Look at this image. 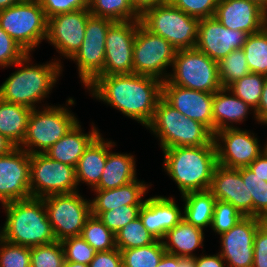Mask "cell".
<instances>
[{
	"label": "cell",
	"mask_w": 267,
	"mask_h": 267,
	"mask_svg": "<svg viewBox=\"0 0 267 267\" xmlns=\"http://www.w3.org/2000/svg\"><path fill=\"white\" fill-rule=\"evenodd\" d=\"M116 247L121 251L143 247L154 243L157 239L145 229L140 217L130 221L116 234Z\"/></svg>",
	"instance_id": "cell-38"
},
{
	"label": "cell",
	"mask_w": 267,
	"mask_h": 267,
	"mask_svg": "<svg viewBox=\"0 0 267 267\" xmlns=\"http://www.w3.org/2000/svg\"><path fill=\"white\" fill-rule=\"evenodd\" d=\"M64 267H89L87 264H82V263H76V262H65Z\"/></svg>",
	"instance_id": "cell-59"
},
{
	"label": "cell",
	"mask_w": 267,
	"mask_h": 267,
	"mask_svg": "<svg viewBox=\"0 0 267 267\" xmlns=\"http://www.w3.org/2000/svg\"><path fill=\"white\" fill-rule=\"evenodd\" d=\"M166 253L163 241L137 248L121 250L123 267H157Z\"/></svg>",
	"instance_id": "cell-34"
},
{
	"label": "cell",
	"mask_w": 267,
	"mask_h": 267,
	"mask_svg": "<svg viewBox=\"0 0 267 267\" xmlns=\"http://www.w3.org/2000/svg\"><path fill=\"white\" fill-rule=\"evenodd\" d=\"M264 221L259 217L244 216L229 231L220 234L222 250L218 253L226 262V267H253L254 238Z\"/></svg>",
	"instance_id": "cell-16"
},
{
	"label": "cell",
	"mask_w": 267,
	"mask_h": 267,
	"mask_svg": "<svg viewBox=\"0 0 267 267\" xmlns=\"http://www.w3.org/2000/svg\"><path fill=\"white\" fill-rule=\"evenodd\" d=\"M16 146L0 133V156L9 154Z\"/></svg>",
	"instance_id": "cell-54"
},
{
	"label": "cell",
	"mask_w": 267,
	"mask_h": 267,
	"mask_svg": "<svg viewBox=\"0 0 267 267\" xmlns=\"http://www.w3.org/2000/svg\"><path fill=\"white\" fill-rule=\"evenodd\" d=\"M75 167L50 159L44 153L30 154V193L44 198L78 191Z\"/></svg>",
	"instance_id": "cell-12"
},
{
	"label": "cell",
	"mask_w": 267,
	"mask_h": 267,
	"mask_svg": "<svg viewBox=\"0 0 267 267\" xmlns=\"http://www.w3.org/2000/svg\"><path fill=\"white\" fill-rule=\"evenodd\" d=\"M195 264L196 267H225L226 262L224 261V259L222 258V256L217 253V254H213V255H201L195 256Z\"/></svg>",
	"instance_id": "cell-50"
},
{
	"label": "cell",
	"mask_w": 267,
	"mask_h": 267,
	"mask_svg": "<svg viewBox=\"0 0 267 267\" xmlns=\"http://www.w3.org/2000/svg\"><path fill=\"white\" fill-rule=\"evenodd\" d=\"M183 218L191 225L204 229L211 226L216 198L210 190L189 192L181 196Z\"/></svg>",
	"instance_id": "cell-31"
},
{
	"label": "cell",
	"mask_w": 267,
	"mask_h": 267,
	"mask_svg": "<svg viewBox=\"0 0 267 267\" xmlns=\"http://www.w3.org/2000/svg\"><path fill=\"white\" fill-rule=\"evenodd\" d=\"M254 134L237 126L214 133L218 164L233 169L248 167L264 151Z\"/></svg>",
	"instance_id": "cell-14"
},
{
	"label": "cell",
	"mask_w": 267,
	"mask_h": 267,
	"mask_svg": "<svg viewBox=\"0 0 267 267\" xmlns=\"http://www.w3.org/2000/svg\"><path fill=\"white\" fill-rule=\"evenodd\" d=\"M266 76L250 72L230 84L227 89L253 109L258 107Z\"/></svg>",
	"instance_id": "cell-37"
},
{
	"label": "cell",
	"mask_w": 267,
	"mask_h": 267,
	"mask_svg": "<svg viewBox=\"0 0 267 267\" xmlns=\"http://www.w3.org/2000/svg\"><path fill=\"white\" fill-rule=\"evenodd\" d=\"M48 19L39 1L22 0L0 11V27L27 53L46 40Z\"/></svg>",
	"instance_id": "cell-8"
},
{
	"label": "cell",
	"mask_w": 267,
	"mask_h": 267,
	"mask_svg": "<svg viewBox=\"0 0 267 267\" xmlns=\"http://www.w3.org/2000/svg\"><path fill=\"white\" fill-rule=\"evenodd\" d=\"M214 93L196 91L171 84H162V98L187 118L205 125L213 133Z\"/></svg>",
	"instance_id": "cell-20"
},
{
	"label": "cell",
	"mask_w": 267,
	"mask_h": 267,
	"mask_svg": "<svg viewBox=\"0 0 267 267\" xmlns=\"http://www.w3.org/2000/svg\"><path fill=\"white\" fill-rule=\"evenodd\" d=\"M114 21L90 16L80 49L70 59L76 62L80 81L87 87L102 71L105 63V39Z\"/></svg>",
	"instance_id": "cell-13"
},
{
	"label": "cell",
	"mask_w": 267,
	"mask_h": 267,
	"mask_svg": "<svg viewBox=\"0 0 267 267\" xmlns=\"http://www.w3.org/2000/svg\"><path fill=\"white\" fill-rule=\"evenodd\" d=\"M26 54L27 52L0 27V67H11Z\"/></svg>",
	"instance_id": "cell-46"
},
{
	"label": "cell",
	"mask_w": 267,
	"mask_h": 267,
	"mask_svg": "<svg viewBox=\"0 0 267 267\" xmlns=\"http://www.w3.org/2000/svg\"><path fill=\"white\" fill-rule=\"evenodd\" d=\"M162 151L164 171L175 182L181 195L210 189L218 165L215 145L179 146Z\"/></svg>",
	"instance_id": "cell-4"
},
{
	"label": "cell",
	"mask_w": 267,
	"mask_h": 267,
	"mask_svg": "<svg viewBox=\"0 0 267 267\" xmlns=\"http://www.w3.org/2000/svg\"><path fill=\"white\" fill-rule=\"evenodd\" d=\"M244 215L232 204L216 200L211 228L218 235L229 231Z\"/></svg>",
	"instance_id": "cell-42"
},
{
	"label": "cell",
	"mask_w": 267,
	"mask_h": 267,
	"mask_svg": "<svg viewBox=\"0 0 267 267\" xmlns=\"http://www.w3.org/2000/svg\"><path fill=\"white\" fill-rule=\"evenodd\" d=\"M163 81L139 74L98 75L87 87L92 97L147 126L162 98Z\"/></svg>",
	"instance_id": "cell-1"
},
{
	"label": "cell",
	"mask_w": 267,
	"mask_h": 267,
	"mask_svg": "<svg viewBox=\"0 0 267 267\" xmlns=\"http://www.w3.org/2000/svg\"><path fill=\"white\" fill-rule=\"evenodd\" d=\"M216 200L232 204L244 216H253V199L241 176V168L217 165L209 189Z\"/></svg>",
	"instance_id": "cell-22"
},
{
	"label": "cell",
	"mask_w": 267,
	"mask_h": 267,
	"mask_svg": "<svg viewBox=\"0 0 267 267\" xmlns=\"http://www.w3.org/2000/svg\"><path fill=\"white\" fill-rule=\"evenodd\" d=\"M177 267H196L195 257L177 256Z\"/></svg>",
	"instance_id": "cell-56"
},
{
	"label": "cell",
	"mask_w": 267,
	"mask_h": 267,
	"mask_svg": "<svg viewBox=\"0 0 267 267\" xmlns=\"http://www.w3.org/2000/svg\"><path fill=\"white\" fill-rule=\"evenodd\" d=\"M160 141L162 150L187 146L215 145L214 134L203 124L187 118L161 98L146 126Z\"/></svg>",
	"instance_id": "cell-5"
},
{
	"label": "cell",
	"mask_w": 267,
	"mask_h": 267,
	"mask_svg": "<svg viewBox=\"0 0 267 267\" xmlns=\"http://www.w3.org/2000/svg\"><path fill=\"white\" fill-rule=\"evenodd\" d=\"M90 16L89 9H82L48 18L46 40L60 56L71 59L81 47Z\"/></svg>",
	"instance_id": "cell-18"
},
{
	"label": "cell",
	"mask_w": 267,
	"mask_h": 267,
	"mask_svg": "<svg viewBox=\"0 0 267 267\" xmlns=\"http://www.w3.org/2000/svg\"><path fill=\"white\" fill-rule=\"evenodd\" d=\"M43 107L32 109L26 135L19 146L29 154L45 153L79 121L66 106Z\"/></svg>",
	"instance_id": "cell-7"
},
{
	"label": "cell",
	"mask_w": 267,
	"mask_h": 267,
	"mask_svg": "<svg viewBox=\"0 0 267 267\" xmlns=\"http://www.w3.org/2000/svg\"><path fill=\"white\" fill-rule=\"evenodd\" d=\"M48 220L57 241L80 236L91 216V202L79 191L55 194L43 198Z\"/></svg>",
	"instance_id": "cell-10"
},
{
	"label": "cell",
	"mask_w": 267,
	"mask_h": 267,
	"mask_svg": "<svg viewBox=\"0 0 267 267\" xmlns=\"http://www.w3.org/2000/svg\"><path fill=\"white\" fill-rule=\"evenodd\" d=\"M31 247L11 244L0 238V267H31Z\"/></svg>",
	"instance_id": "cell-43"
},
{
	"label": "cell",
	"mask_w": 267,
	"mask_h": 267,
	"mask_svg": "<svg viewBox=\"0 0 267 267\" xmlns=\"http://www.w3.org/2000/svg\"><path fill=\"white\" fill-rule=\"evenodd\" d=\"M88 9L92 16L113 21L140 20L132 0H88Z\"/></svg>",
	"instance_id": "cell-32"
},
{
	"label": "cell",
	"mask_w": 267,
	"mask_h": 267,
	"mask_svg": "<svg viewBox=\"0 0 267 267\" xmlns=\"http://www.w3.org/2000/svg\"><path fill=\"white\" fill-rule=\"evenodd\" d=\"M140 21L147 30L163 37L177 50L196 47L200 20L169 1L147 9L140 16Z\"/></svg>",
	"instance_id": "cell-6"
},
{
	"label": "cell",
	"mask_w": 267,
	"mask_h": 267,
	"mask_svg": "<svg viewBox=\"0 0 267 267\" xmlns=\"http://www.w3.org/2000/svg\"><path fill=\"white\" fill-rule=\"evenodd\" d=\"M253 110L255 109L222 87L213 96V134L223 129L234 128L233 123L240 125Z\"/></svg>",
	"instance_id": "cell-27"
},
{
	"label": "cell",
	"mask_w": 267,
	"mask_h": 267,
	"mask_svg": "<svg viewBox=\"0 0 267 267\" xmlns=\"http://www.w3.org/2000/svg\"><path fill=\"white\" fill-rule=\"evenodd\" d=\"M242 49L250 72L267 77V25L261 31L249 34Z\"/></svg>",
	"instance_id": "cell-33"
},
{
	"label": "cell",
	"mask_w": 267,
	"mask_h": 267,
	"mask_svg": "<svg viewBox=\"0 0 267 267\" xmlns=\"http://www.w3.org/2000/svg\"><path fill=\"white\" fill-rule=\"evenodd\" d=\"M31 267H64L65 254L61 241L31 247Z\"/></svg>",
	"instance_id": "cell-41"
},
{
	"label": "cell",
	"mask_w": 267,
	"mask_h": 267,
	"mask_svg": "<svg viewBox=\"0 0 267 267\" xmlns=\"http://www.w3.org/2000/svg\"><path fill=\"white\" fill-rule=\"evenodd\" d=\"M150 185L136 179L114 189H92L96 197L90 200L91 211H110L122 205H143L145 200L142 198Z\"/></svg>",
	"instance_id": "cell-25"
},
{
	"label": "cell",
	"mask_w": 267,
	"mask_h": 267,
	"mask_svg": "<svg viewBox=\"0 0 267 267\" xmlns=\"http://www.w3.org/2000/svg\"><path fill=\"white\" fill-rule=\"evenodd\" d=\"M157 267H177V255L166 252Z\"/></svg>",
	"instance_id": "cell-55"
},
{
	"label": "cell",
	"mask_w": 267,
	"mask_h": 267,
	"mask_svg": "<svg viewBox=\"0 0 267 267\" xmlns=\"http://www.w3.org/2000/svg\"><path fill=\"white\" fill-rule=\"evenodd\" d=\"M214 17L224 27L248 34L257 33L267 25V13L248 0H219Z\"/></svg>",
	"instance_id": "cell-21"
},
{
	"label": "cell",
	"mask_w": 267,
	"mask_h": 267,
	"mask_svg": "<svg viewBox=\"0 0 267 267\" xmlns=\"http://www.w3.org/2000/svg\"><path fill=\"white\" fill-rule=\"evenodd\" d=\"M67 262L87 264L94 259V250L82 237L74 236L61 241Z\"/></svg>",
	"instance_id": "cell-44"
},
{
	"label": "cell",
	"mask_w": 267,
	"mask_h": 267,
	"mask_svg": "<svg viewBox=\"0 0 267 267\" xmlns=\"http://www.w3.org/2000/svg\"><path fill=\"white\" fill-rule=\"evenodd\" d=\"M31 53H27L15 65L17 71L11 73L0 86V99L35 109V104L41 103L50 94L58 77L62 73L61 60L46 64H30Z\"/></svg>",
	"instance_id": "cell-2"
},
{
	"label": "cell",
	"mask_w": 267,
	"mask_h": 267,
	"mask_svg": "<svg viewBox=\"0 0 267 267\" xmlns=\"http://www.w3.org/2000/svg\"><path fill=\"white\" fill-rule=\"evenodd\" d=\"M191 17L202 20L214 17L219 0H168Z\"/></svg>",
	"instance_id": "cell-45"
},
{
	"label": "cell",
	"mask_w": 267,
	"mask_h": 267,
	"mask_svg": "<svg viewBox=\"0 0 267 267\" xmlns=\"http://www.w3.org/2000/svg\"><path fill=\"white\" fill-rule=\"evenodd\" d=\"M267 142V141H266ZM264 152L267 154V143L265 144V146L263 147Z\"/></svg>",
	"instance_id": "cell-60"
},
{
	"label": "cell",
	"mask_w": 267,
	"mask_h": 267,
	"mask_svg": "<svg viewBox=\"0 0 267 267\" xmlns=\"http://www.w3.org/2000/svg\"><path fill=\"white\" fill-rule=\"evenodd\" d=\"M134 156L123 153L107 154L99 184L94 189H114L137 179Z\"/></svg>",
	"instance_id": "cell-29"
},
{
	"label": "cell",
	"mask_w": 267,
	"mask_h": 267,
	"mask_svg": "<svg viewBox=\"0 0 267 267\" xmlns=\"http://www.w3.org/2000/svg\"><path fill=\"white\" fill-rule=\"evenodd\" d=\"M248 33L224 27L215 17L199 21L196 49L219 62L233 50L242 49Z\"/></svg>",
	"instance_id": "cell-19"
},
{
	"label": "cell",
	"mask_w": 267,
	"mask_h": 267,
	"mask_svg": "<svg viewBox=\"0 0 267 267\" xmlns=\"http://www.w3.org/2000/svg\"><path fill=\"white\" fill-rule=\"evenodd\" d=\"M89 267H123L121 251L116 248L110 251L96 252Z\"/></svg>",
	"instance_id": "cell-49"
},
{
	"label": "cell",
	"mask_w": 267,
	"mask_h": 267,
	"mask_svg": "<svg viewBox=\"0 0 267 267\" xmlns=\"http://www.w3.org/2000/svg\"><path fill=\"white\" fill-rule=\"evenodd\" d=\"M140 20L114 21L105 41V63L99 75L132 74L133 44Z\"/></svg>",
	"instance_id": "cell-15"
},
{
	"label": "cell",
	"mask_w": 267,
	"mask_h": 267,
	"mask_svg": "<svg viewBox=\"0 0 267 267\" xmlns=\"http://www.w3.org/2000/svg\"><path fill=\"white\" fill-rule=\"evenodd\" d=\"M249 73L250 70L243 49L233 50L218 62V76L223 88H227Z\"/></svg>",
	"instance_id": "cell-36"
},
{
	"label": "cell",
	"mask_w": 267,
	"mask_h": 267,
	"mask_svg": "<svg viewBox=\"0 0 267 267\" xmlns=\"http://www.w3.org/2000/svg\"><path fill=\"white\" fill-rule=\"evenodd\" d=\"M39 2L47 19L62 13L88 9V0H39Z\"/></svg>",
	"instance_id": "cell-47"
},
{
	"label": "cell",
	"mask_w": 267,
	"mask_h": 267,
	"mask_svg": "<svg viewBox=\"0 0 267 267\" xmlns=\"http://www.w3.org/2000/svg\"><path fill=\"white\" fill-rule=\"evenodd\" d=\"M142 205H122L110 211H91V215L98 217L110 231L116 234L130 221L139 217Z\"/></svg>",
	"instance_id": "cell-40"
},
{
	"label": "cell",
	"mask_w": 267,
	"mask_h": 267,
	"mask_svg": "<svg viewBox=\"0 0 267 267\" xmlns=\"http://www.w3.org/2000/svg\"><path fill=\"white\" fill-rule=\"evenodd\" d=\"M139 217L145 229L162 241L166 233L183 219V211L174 198L157 195L145 199Z\"/></svg>",
	"instance_id": "cell-23"
},
{
	"label": "cell",
	"mask_w": 267,
	"mask_h": 267,
	"mask_svg": "<svg viewBox=\"0 0 267 267\" xmlns=\"http://www.w3.org/2000/svg\"><path fill=\"white\" fill-rule=\"evenodd\" d=\"M81 237L97 252L116 249V236L96 216L91 215L85 222Z\"/></svg>",
	"instance_id": "cell-35"
},
{
	"label": "cell",
	"mask_w": 267,
	"mask_h": 267,
	"mask_svg": "<svg viewBox=\"0 0 267 267\" xmlns=\"http://www.w3.org/2000/svg\"><path fill=\"white\" fill-rule=\"evenodd\" d=\"M168 2V0H132L134 10L141 16L147 9Z\"/></svg>",
	"instance_id": "cell-53"
},
{
	"label": "cell",
	"mask_w": 267,
	"mask_h": 267,
	"mask_svg": "<svg viewBox=\"0 0 267 267\" xmlns=\"http://www.w3.org/2000/svg\"><path fill=\"white\" fill-rule=\"evenodd\" d=\"M31 111L25 106L0 99V133L16 147L24 140Z\"/></svg>",
	"instance_id": "cell-30"
},
{
	"label": "cell",
	"mask_w": 267,
	"mask_h": 267,
	"mask_svg": "<svg viewBox=\"0 0 267 267\" xmlns=\"http://www.w3.org/2000/svg\"><path fill=\"white\" fill-rule=\"evenodd\" d=\"M253 113L258 123L267 124V77L265 78L260 102Z\"/></svg>",
	"instance_id": "cell-51"
},
{
	"label": "cell",
	"mask_w": 267,
	"mask_h": 267,
	"mask_svg": "<svg viewBox=\"0 0 267 267\" xmlns=\"http://www.w3.org/2000/svg\"><path fill=\"white\" fill-rule=\"evenodd\" d=\"M30 197V154L16 147L0 156V204Z\"/></svg>",
	"instance_id": "cell-17"
},
{
	"label": "cell",
	"mask_w": 267,
	"mask_h": 267,
	"mask_svg": "<svg viewBox=\"0 0 267 267\" xmlns=\"http://www.w3.org/2000/svg\"><path fill=\"white\" fill-rule=\"evenodd\" d=\"M241 176L253 199V216L267 220V182L248 167L241 168Z\"/></svg>",
	"instance_id": "cell-39"
},
{
	"label": "cell",
	"mask_w": 267,
	"mask_h": 267,
	"mask_svg": "<svg viewBox=\"0 0 267 267\" xmlns=\"http://www.w3.org/2000/svg\"><path fill=\"white\" fill-rule=\"evenodd\" d=\"M22 0H0V11L20 3Z\"/></svg>",
	"instance_id": "cell-57"
},
{
	"label": "cell",
	"mask_w": 267,
	"mask_h": 267,
	"mask_svg": "<svg viewBox=\"0 0 267 267\" xmlns=\"http://www.w3.org/2000/svg\"><path fill=\"white\" fill-rule=\"evenodd\" d=\"M113 146L116 144L105 141L101 134L89 145L75 167L78 185L83 182L94 189L99 184L107 154Z\"/></svg>",
	"instance_id": "cell-26"
},
{
	"label": "cell",
	"mask_w": 267,
	"mask_h": 267,
	"mask_svg": "<svg viewBox=\"0 0 267 267\" xmlns=\"http://www.w3.org/2000/svg\"><path fill=\"white\" fill-rule=\"evenodd\" d=\"M253 250V267H267V220L256 231Z\"/></svg>",
	"instance_id": "cell-48"
},
{
	"label": "cell",
	"mask_w": 267,
	"mask_h": 267,
	"mask_svg": "<svg viewBox=\"0 0 267 267\" xmlns=\"http://www.w3.org/2000/svg\"><path fill=\"white\" fill-rule=\"evenodd\" d=\"M203 229L189 224L184 218L170 229L163 241L167 253L179 257H195L193 251L198 247L203 248Z\"/></svg>",
	"instance_id": "cell-28"
},
{
	"label": "cell",
	"mask_w": 267,
	"mask_h": 267,
	"mask_svg": "<svg viewBox=\"0 0 267 267\" xmlns=\"http://www.w3.org/2000/svg\"><path fill=\"white\" fill-rule=\"evenodd\" d=\"M248 168L267 182V154L264 151L248 166Z\"/></svg>",
	"instance_id": "cell-52"
},
{
	"label": "cell",
	"mask_w": 267,
	"mask_h": 267,
	"mask_svg": "<svg viewBox=\"0 0 267 267\" xmlns=\"http://www.w3.org/2000/svg\"><path fill=\"white\" fill-rule=\"evenodd\" d=\"M78 121L73 128L44 154L50 159L76 167L80 157L89 145L100 135L94 124L89 133L82 132Z\"/></svg>",
	"instance_id": "cell-24"
},
{
	"label": "cell",
	"mask_w": 267,
	"mask_h": 267,
	"mask_svg": "<svg viewBox=\"0 0 267 267\" xmlns=\"http://www.w3.org/2000/svg\"><path fill=\"white\" fill-rule=\"evenodd\" d=\"M172 71L167 80L173 85L208 93L222 88L218 62L196 48L177 50Z\"/></svg>",
	"instance_id": "cell-9"
},
{
	"label": "cell",
	"mask_w": 267,
	"mask_h": 267,
	"mask_svg": "<svg viewBox=\"0 0 267 267\" xmlns=\"http://www.w3.org/2000/svg\"><path fill=\"white\" fill-rule=\"evenodd\" d=\"M248 1L256 3L267 13V0H248Z\"/></svg>",
	"instance_id": "cell-58"
},
{
	"label": "cell",
	"mask_w": 267,
	"mask_h": 267,
	"mask_svg": "<svg viewBox=\"0 0 267 267\" xmlns=\"http://www.w3.org/2000/svg\"><path fill=\"white\" fill-rule=\"evenodd\" d=\"M6 221L0 238L21 246L51 244L56 240L43 198L30 197L2 205Z\"/></svg>",
	"instance_id": "cell-3"
},
{
	"label": "cell",
	"mask_w": 267,
	"mask_h": 267,
	"mask_svg": "<svg viewBox=\"0 0 267 267\" xmlns=\"http://www.w3.org/2000/svg\"><path fill=\"white\" fill-rule=\"evenodd\" d=\"M177 49L139 24L133 44V73L167 80ZM167 72V73H166Z\"/></svg>",
	"instance_id": "cell-11"
}]
</instances>
